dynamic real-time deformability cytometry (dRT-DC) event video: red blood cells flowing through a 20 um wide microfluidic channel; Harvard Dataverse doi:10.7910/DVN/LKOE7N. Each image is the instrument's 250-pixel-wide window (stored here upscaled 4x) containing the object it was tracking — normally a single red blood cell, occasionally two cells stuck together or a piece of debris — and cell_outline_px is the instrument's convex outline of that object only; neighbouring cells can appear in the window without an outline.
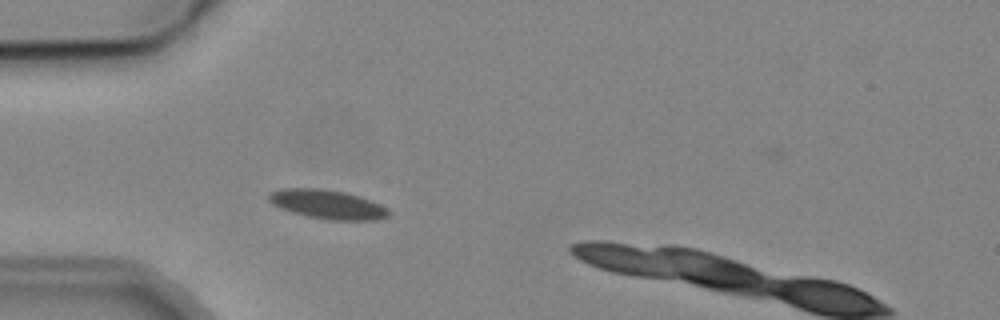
{"species": "common noctule bat (a hibernating species)", "species_latin": "Nyctalus noctula", "temperature_condition": "cold", "stored_images_in_passage": 3, "camera_frame_rate_fps": 3000, "um_per_image_px": 0.085, "animal": {"sex": "male", "body_mass_g": 19.2, "forearm_length_mm": 51.8}, "frame": {"image": 1, "passage_image": 2, "time_ms": 2.0, "image_size_px": [1000, 320], "cell_outline_px": [[392, 212], [388, 216], [376, 220], [324, 220], [292, 212], [272, 204], [268, 200], [268, 196], [272, 192], [284, 188], [320, 188], [344, 192], [360, 196], [380, 204], [388, 208]], "centroid_in_image_um": [27.87, 17.38], "position_along_channel_um": 57.1, "area_um2": 20.35}}